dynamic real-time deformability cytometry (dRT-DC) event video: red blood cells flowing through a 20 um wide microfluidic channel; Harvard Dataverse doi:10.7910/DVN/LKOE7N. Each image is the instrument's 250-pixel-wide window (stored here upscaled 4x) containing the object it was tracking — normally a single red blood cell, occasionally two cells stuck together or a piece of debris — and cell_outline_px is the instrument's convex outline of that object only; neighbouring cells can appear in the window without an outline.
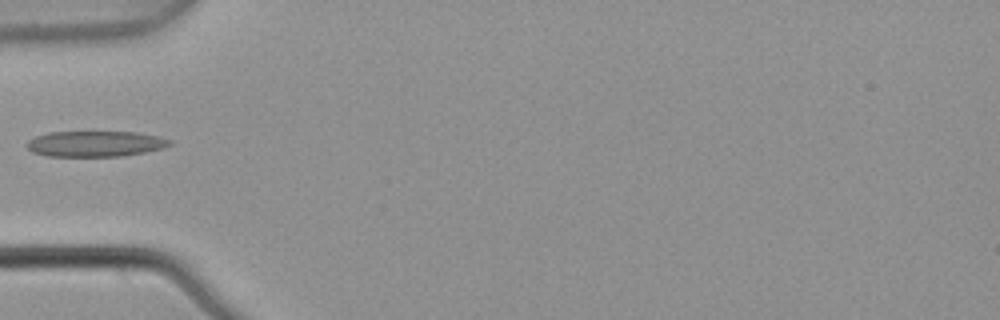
{"species": "common noctule bat (a hibernating species)", "species_latin": "Nyctalus noctula", "temperature_condition": "warm", "stored_images_in_passage": 1, "camera_frame_rate_fps": 3000, "um_per_image_px": 0.085, "animal": {"sex": "male", "body_mass_g": 21.5, "forearm_length_mm": 52.0}, "frame": {"image": 1, "passage_image": 1, "time_ms": 0.0, "image_size_px": [1000, 320], "cell_outline_px": [[172, 144], [160, 148], [144, 152], [120, 156], [48, 156], [32, 152], [28, 148], [28, 140], [36, 136], [48, 132], [136, 132], [160, 136], [172, 140]], "centroid_in_image_um": [8.11, 12.21], "position_along_channel_um": 76.9, "area_um2": 21.27}}